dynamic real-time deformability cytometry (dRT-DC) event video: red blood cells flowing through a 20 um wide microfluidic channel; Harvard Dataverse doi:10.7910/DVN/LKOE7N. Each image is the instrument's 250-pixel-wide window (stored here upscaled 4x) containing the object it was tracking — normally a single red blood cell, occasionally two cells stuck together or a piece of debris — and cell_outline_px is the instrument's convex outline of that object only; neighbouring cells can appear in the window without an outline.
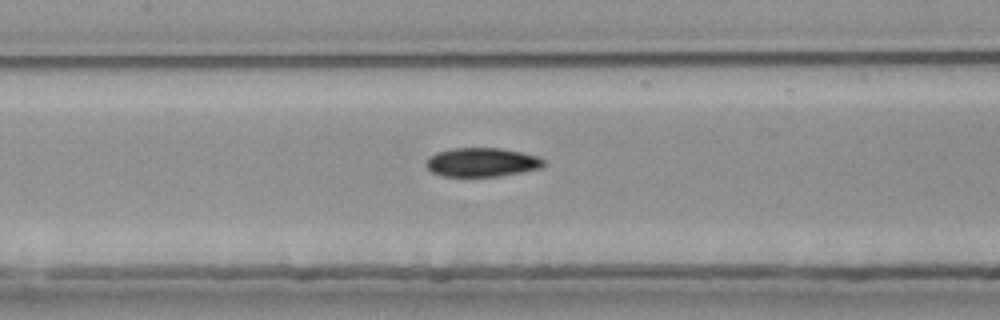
{"species": "common noctule bat (a hibernating species)", "species_latin": "Nyctalus noctula", "temperature_condition": "room temperature", "stored_images_in_passage": 32, "camera_frame_rate_fps": 3000, "um_per_image_px": 0.085, "animal": {"sex": "female", "body_mass_g": 25.1}, "frame": {"image": 1, "passage_image": 10, "time_ms": 3.0, "image_size_px": [1000, 320], "cell_outline_px": [[548, 164], [544, 168], [496, 176], [444, 176], [432, 172], [428, 168], [428, 156], [436, 152], [448, 148], [500, 148], [520, 152], [536, 156], [544, 160]], "centroid_in_image_um": [40.99, 13.78], "position_along_channel_um": 166.4, "area_um2": 19.77}, "authors_computed_cell_mechanics": {"area_um2": 20.808, "velocity_mm_per_s": 3.7969, "shape_relaxation_time_tau1_ms": 9.3536, "shape_relaxation_time_tau2_ms": 7.5743, "deformation_change_tau1": 0.2139, "deformation_change_tau2": 0.1259}}